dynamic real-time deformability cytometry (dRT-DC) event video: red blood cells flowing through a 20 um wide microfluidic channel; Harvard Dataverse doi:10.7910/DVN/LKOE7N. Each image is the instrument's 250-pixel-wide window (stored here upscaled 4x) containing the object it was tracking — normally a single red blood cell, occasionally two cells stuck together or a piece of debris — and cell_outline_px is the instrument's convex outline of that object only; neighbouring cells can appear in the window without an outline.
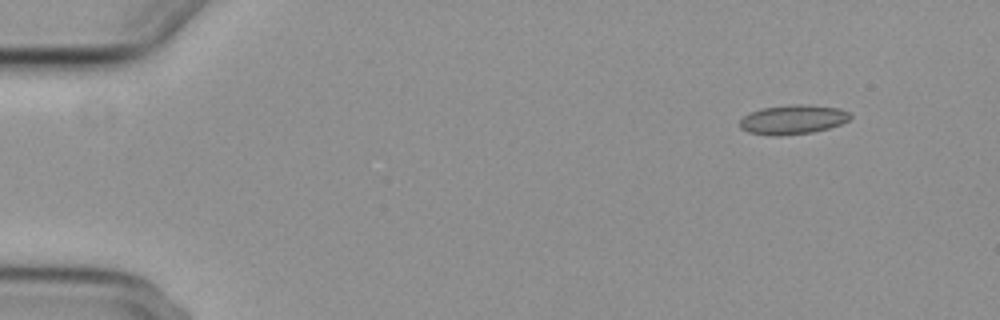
{"species": "common noctule bat (a hibernating species)", "species_latin": "Nyctalus noctula", "temperature_condition": "cold", "stored_images_in_passage": 52, "camera_frame_rate_fps": 3000, "um_per_image_px": 0.085, "animal": {"sex": "female", "body_mass_g": 29.2, "forearm_length_mm": 56.3}, "frame": {"image": 1, "passage_image": 1, "time_ms": 0.0, "image_size_px": [1000, 320], "cell_outline_px": [[852, 116], [848, 120], [840, 124], [828, 128], [812, 132], [780, 136], [772, 136], [748, 132], [740, 128], [740, 120], [744, 116], [752, 112], [764, 108], [800, 104], [808, 104], [840, 108], [848, 112]], "centroid_in_image_um": [67.41, 10.17], "position_along_channel_um": 17.6, "area_um2": 18.73}}
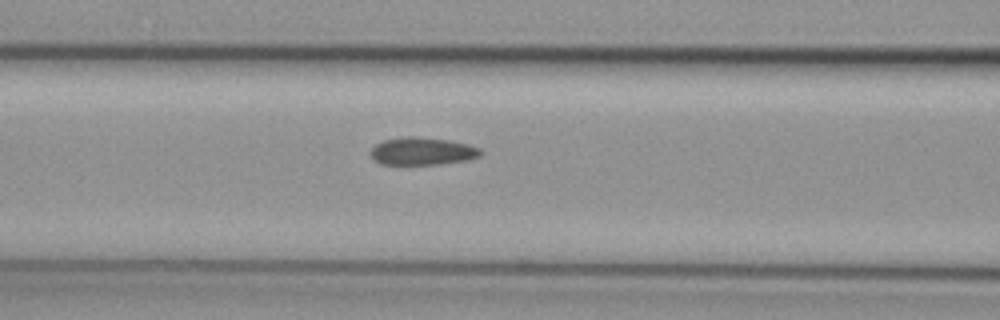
{"frame": {"image": 2, "passage_image": 19, "time_ms": 6.0, "image_size_px": [1000, 320], "cell_outline_px": [[484, 152], [480, 156], [468, 160], [440, 164], [380, 164], [372, 156], [372, 148], [376, 144], [384, 140], [408, 136], [412, 136], [448, 140], [468, 144], [480, 148]], "centroid_in_image_um": [35.95, 12.85], "position_along_channel_um": 130.6, "area_um2": 17.57}}
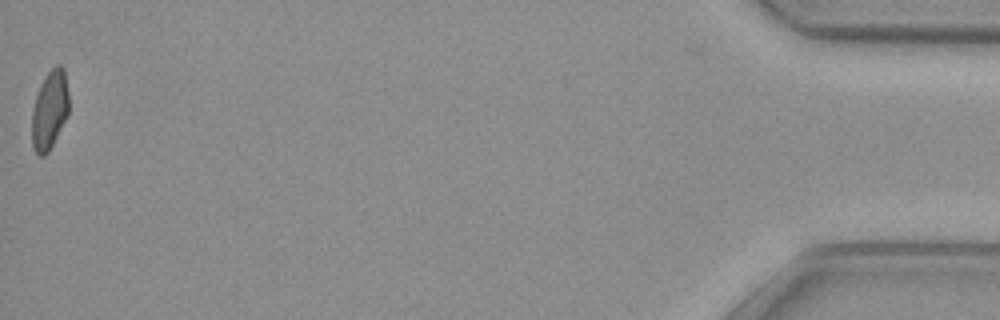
{"frame": {"image": 3, "passage_image": 51, "time_ms": 16.667, "image_size_px": [1000, 320], "cell_outline_px": [[68, 116], [48, 152], [44, 156], [40, 156], [32, 148], [32, 108], [40, 84], [44, 76], [56, 64], [60, 64], [64, 68], [68, 92]], "centroid_in_image_um": [4.21, 9.33], "position_along_channel_um": 431.0, "area_um2": 17.11}, "authors_computed_cell_mechanics": {"area_um2": 18.1492, "velocity_mm_per_s": 3.742, "shape_relaxation_time_tau1_ms": null, "shape_relaxation_time_tau2_ms": 1.7406, "deformation_change_tau1": null, "deformation_change_tau2": 0.0825}}